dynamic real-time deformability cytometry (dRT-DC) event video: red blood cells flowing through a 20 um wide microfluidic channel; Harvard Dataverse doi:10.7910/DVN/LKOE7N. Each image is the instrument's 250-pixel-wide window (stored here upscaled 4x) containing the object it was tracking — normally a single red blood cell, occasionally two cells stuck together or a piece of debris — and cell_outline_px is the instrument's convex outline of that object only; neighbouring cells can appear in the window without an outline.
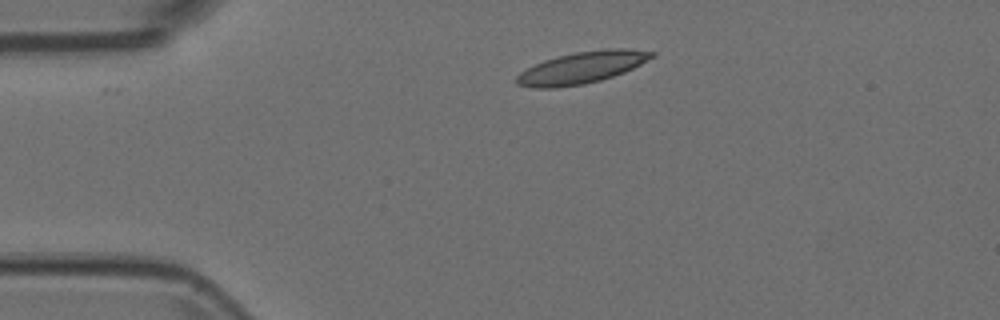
{"species": "Egyptian fruit bat (a non-hibernating species)", "species_latin": "Rousettus aegyptiacus", "temperature_condition": "room temperature", "stored_images_in_passage": 44, "camera_frame_rate_fps": 3000, "um_per_image_px": 0.085, "animal": {"sex": "female"}, "frame": {"image": 1, "passage_image": 1, "time_ms": 0.0, "image_size_px": [1000, 320], "cell_outline_px": [[656, 56], [624, 72], [600, 80], [584, 84], [556, 88], [532, 88], [516, 84], [516, 76], [520, 72], [544, 60], [556, 56], [576, 52], [608, 48], [628, 48], [656, 52]], "centroid_in_image_um": [49.46, 5.74], "position_along_channel_um": 35.5, "area_um2": 25.03}}
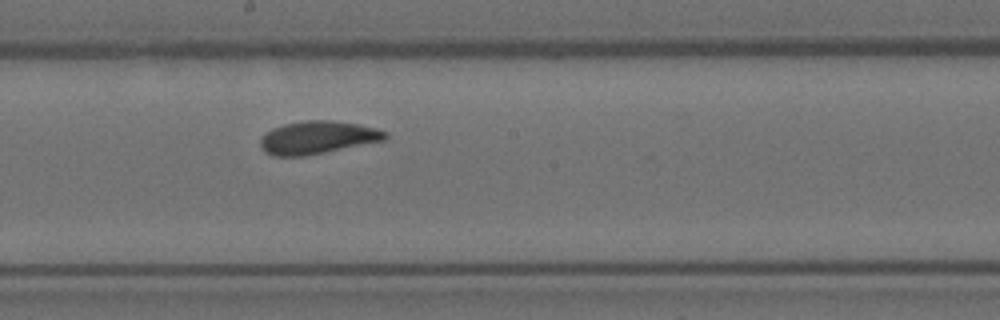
{"frame": {"image": 2, "passage_image": 19, "time_ms": 6.0, "image_size_px": [1000, 320], "cell_outline_px": [[388, 136], [384, 140], [304, 156], [276, 156], [264, 152], [260, 144], [260, 140], [272, 128], [284, 124], [304, 120], [332, 120], [356, 124], [376, 128], [388, 132]], "centroid_in_image_um": [26.99, 11.68], "position_along_channel_um": 221.2, "area_um2": 23.64}}
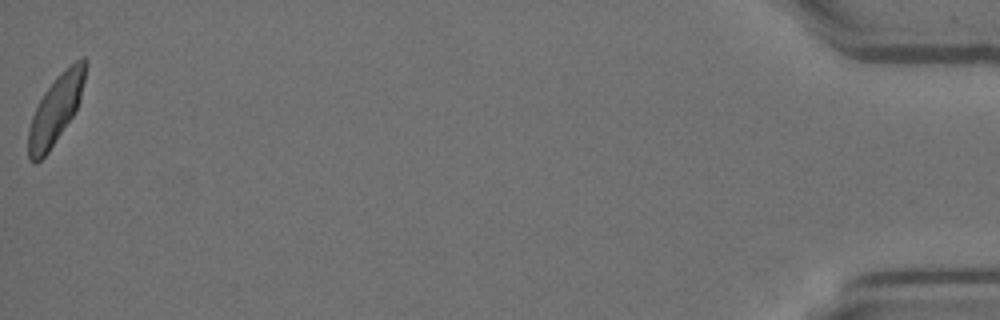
{"frame": {"image": 3, "passage_image": 44, "time_ms": 14.333, "image_size_px": [1000, 320], "cell_outline_px": [[88, 64], [80, 100], [72, 116], [48, 152], [36, 164], [28, 160], [28, 128], [32, 116], [44, 92], [56, 76], [60, 72], [76, 60], [84, 56], [88, 60]], "centroid_in_image_um": [4.74, 9.27], "position_along_channel_um": 430.5, "area_um2": 22.66}}